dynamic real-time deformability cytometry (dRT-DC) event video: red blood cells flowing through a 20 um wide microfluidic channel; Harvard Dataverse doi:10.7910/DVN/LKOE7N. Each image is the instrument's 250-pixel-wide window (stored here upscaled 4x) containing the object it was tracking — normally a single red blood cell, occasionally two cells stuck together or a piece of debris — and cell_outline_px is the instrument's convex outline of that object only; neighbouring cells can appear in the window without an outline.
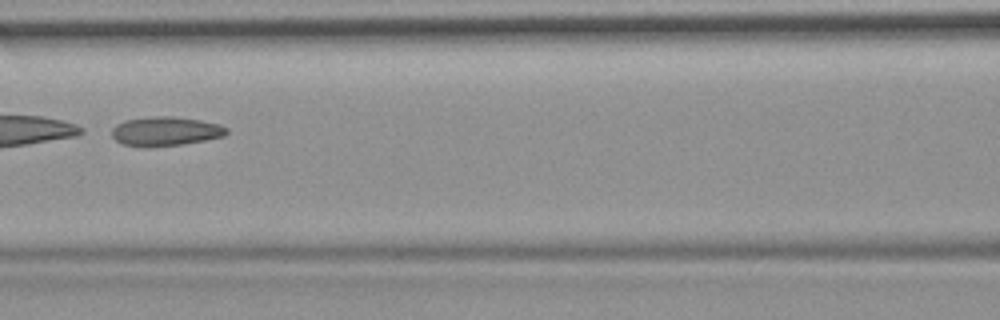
{"species": "common noctule bat (a hibernating species)", "species_latin": "Nyctalus noctula", "temperature_condition": "room temperature", "stored_images_in_passage": 12, "camera_frame_rate_fps": 3000, "um_per_image_px": 0.085, "animal": {"sex": "female", "body_mass_g": 19.9}, "frame": {"image": 1, "passage_image": 7, "time_ms": 2.0, "image_size_px": [1000, 320], "cell_outline_px": [[228, 132], [224, 136], [204, 140], [180, 144], [148, 148], [144, 148], [124, 144], [116, 140], [112, 136], [112, 128], [116, 124], [124, 120], [152, 116], [172, 116], [200, 120], [220, 124], [228, 128]], "centroid_in_image_um": [14.05, 11.16], "position_along_channel_um": 152.6, "area_um2": 19.65}}